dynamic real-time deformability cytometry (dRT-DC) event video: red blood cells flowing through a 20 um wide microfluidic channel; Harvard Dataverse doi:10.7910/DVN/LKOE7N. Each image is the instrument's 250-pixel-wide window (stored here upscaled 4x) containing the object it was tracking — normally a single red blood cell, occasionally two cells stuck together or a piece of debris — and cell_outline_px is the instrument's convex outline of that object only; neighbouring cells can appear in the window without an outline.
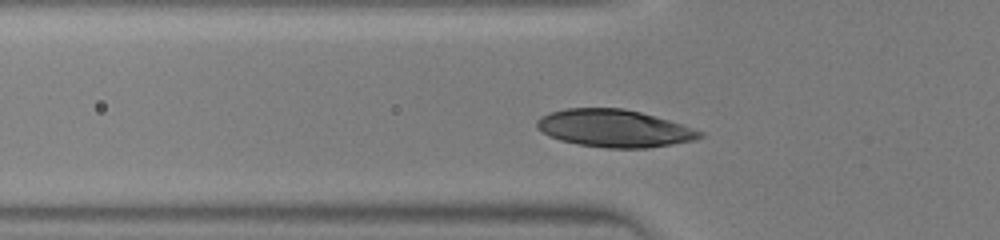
{"species": "human", "species_latin": "Homo sapiens", "temperature_condition": "warm", "stored_images_in_passage": 27, "camera_frame_rate_fps": 3000, "um_per_image_px": 0.085, "donor": {"sex": "male"}, "frame": {"image": 1, "passage_image": 3, "time_ms": 0.667, "image_size_px": [1000, 240], "cell_outline_px": [[704, 136], [692, 140], [672, 144], [648, 148], [608, 148], [576, 144], [560, 140], [548, 136], [536, 128], [536, 120], [540, 116], [552, 112], [568, 108], [624, 108], [640, 112], [668, 120], [704, 132]], "centroid_in_image_um": [52.17, 10.91], "position_along_channel_um": 73.6, "area_um2": 35.49}}
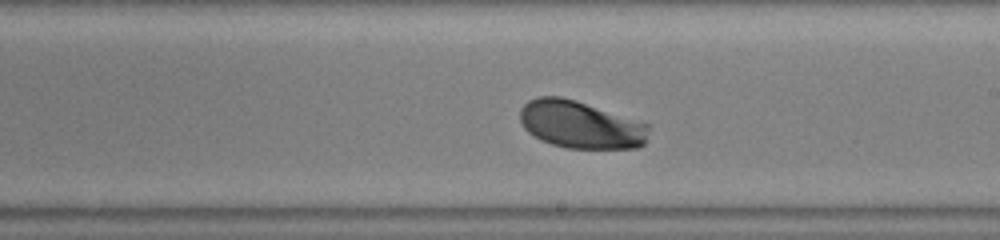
{"frame": {"image": 2, "passage_image": 14, "time_ms": 4.333, "image_size_px": [1000, 240], "cell_outline_px": [[648, 128], [644, 144], [640, 148], [568, 148], [552, 144], [540, 140], [528, 132], [524, 128], [520, 120], [520, 108], [528, 100], [540, 96], [560, 96], [576, 100], [648, 124]], "centroid_in_image_um": [49.3, 10.59], "position_along_channel_um": 239.7, "area_um2": 35.49}}
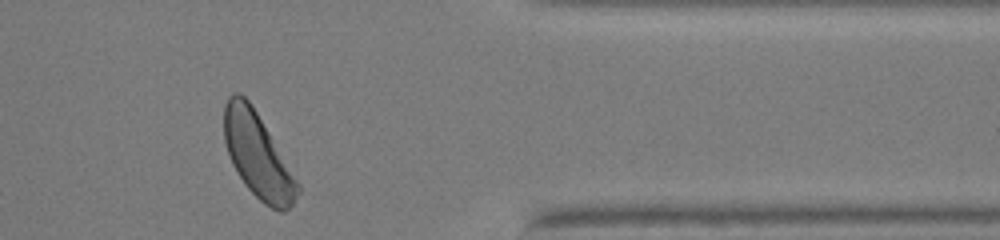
{"frame": {"image": 3, "passage_image": 25, "time_ms": 8.0, "image_size_px": [1000, 240], "cell_outline_px": [[300, 192], [292, 204], [284, 212], [280, 212], [264, 204], [244, 184], [232, 164], [224, 140], [224, 104], [228, 96], [232, 92], [240, 92], [248, 100], [256, 112], [300, 184]], "centroid_in_image_um": [21.89, 13.21], "position_along_channel_um": 389.5, "area_um2": 35.89}}